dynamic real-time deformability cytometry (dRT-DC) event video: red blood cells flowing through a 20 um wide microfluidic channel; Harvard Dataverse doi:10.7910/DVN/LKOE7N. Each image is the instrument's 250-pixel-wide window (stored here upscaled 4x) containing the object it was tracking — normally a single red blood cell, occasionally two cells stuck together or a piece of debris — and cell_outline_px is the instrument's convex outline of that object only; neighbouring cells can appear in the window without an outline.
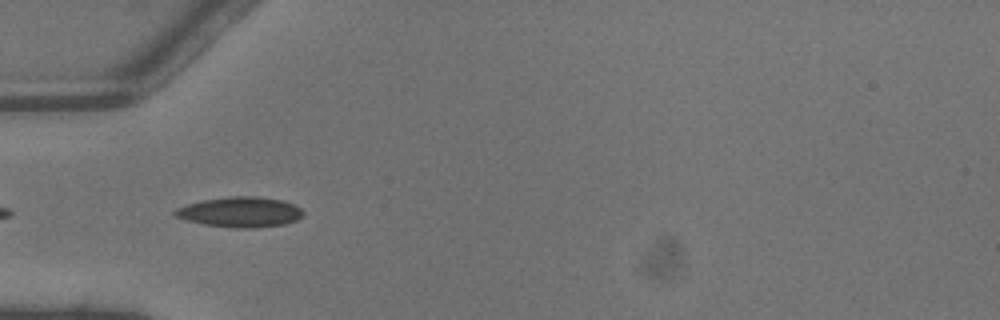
{"species": "common noctule bat (a hibernating species)", "species_latin": "Nyctalus noctula", "temperature_condition": "warm", "stored_images_in_passage": 3, "camera_frame_rate_fps": 3000, "um_per_image_px": 0.085, "animal": {"sex": "male", "body_mass_g": 13.3}, "frame": {"image": 1, "passage_image": 2, "time_ms": 0.333, "image_size_px": [1000, 320], "cell_outline_px": [[304, 212], [296, 220], [284, 224], [256, 228], [236, 228], [204, 224], [184, 220], [176, 216], [172, 212], [176, 208], [188, 204], [204, 200], [228, 196], [256, 196], [284, 200], [300, 208]], "centroid_in_image_um": [20.4, 18.02], "position_along_channel_um": 64.6, "area_um2": 22.54}}
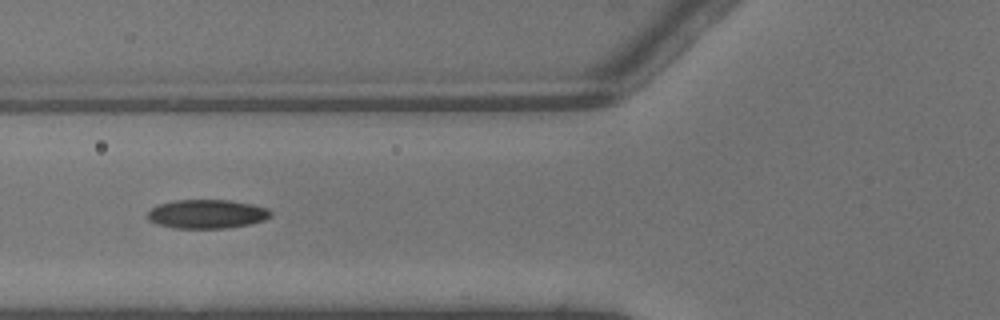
{"frame": {"image": 2, "passage_image": 3, "time_ms": 0.667, "image_size_px": [1000, 320], "cell_outline_px": [[272, 216], [264, 220], [248, 224], [228, 228], [172, 228], [156, 224], [148, 220], [148, 212], [152, 208], [160, 204], [176, 200], [228, 200], [252, 204], [268, 208], [272, 212]], "centroid_in_image_um": [17.6, 18.19], "position_along_channel_um": 108.2, "area_um2": 20.75}}